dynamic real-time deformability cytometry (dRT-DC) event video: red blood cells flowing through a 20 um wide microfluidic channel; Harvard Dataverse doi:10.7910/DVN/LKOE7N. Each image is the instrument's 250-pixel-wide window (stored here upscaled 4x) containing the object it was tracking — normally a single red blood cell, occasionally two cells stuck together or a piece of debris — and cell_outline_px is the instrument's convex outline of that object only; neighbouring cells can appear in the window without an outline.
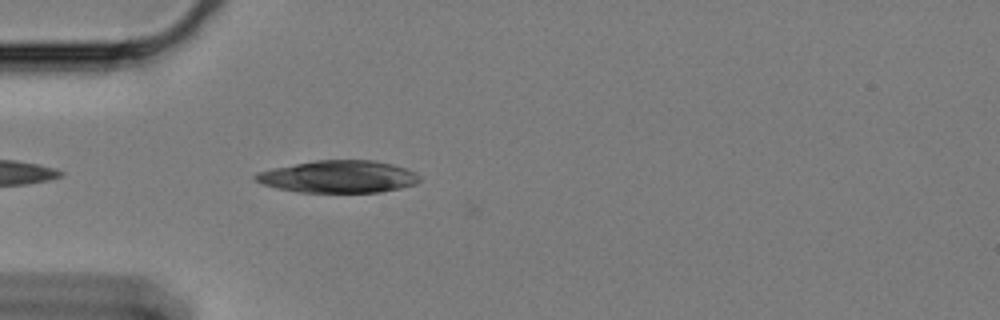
{"species": "Egyptian fruit bat (a non-hibernating species)", "species_latin": "Rousettus aegyptiacus", "temperature_condition": "cold", "stored_images_in_passage": 7, "camera_frame_rate_fps": 3000, "um_per_image_px": 0.085, "animal": {"sex": "female"}, "frame": {"image": 1, "passage_image": 3, "time_ms": 0.667, "image_size_px": [1000, 320], "cell_outline_px": [[420, 180], [416, 184], [400, 188], [380, 192], [300, 192], [276, 188], [264, 184], [256, 180], [252, 176], [256, 172], [316, 160], [372, 160], [392, 164], [416, 172], [420, 176]], "centroid_in_image_um": [28.79, 15.02], "position_along_channel_um": 56.2, "area_um2": 30.63}}